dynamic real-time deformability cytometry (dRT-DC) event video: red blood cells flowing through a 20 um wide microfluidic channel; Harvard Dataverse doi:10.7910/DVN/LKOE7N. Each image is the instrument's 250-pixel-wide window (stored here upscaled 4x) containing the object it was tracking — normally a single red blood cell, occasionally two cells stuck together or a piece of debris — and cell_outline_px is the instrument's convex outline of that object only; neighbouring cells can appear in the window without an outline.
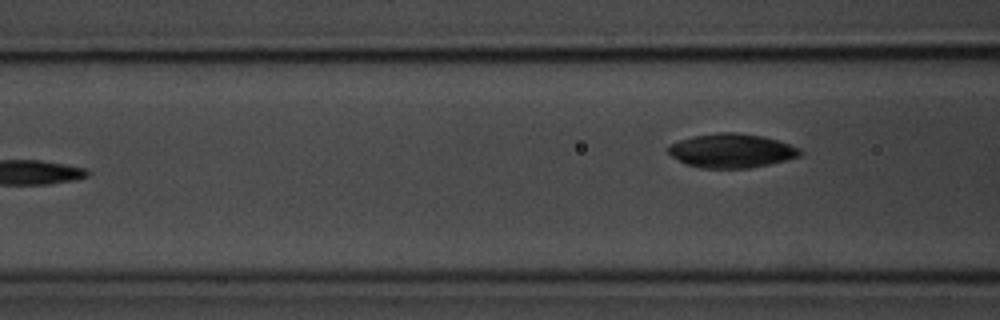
{"species": "common noctule bat (a hibernating species)", "species_latin": "Nyctalus noctula", "temperature_condition": "room temperature", "stored_images_in_passage": 7, "camera_frame_rate_fps": 3000, "um_per_image_px": 0.085, "animal": {"sex": "male", "body_mass_g": 20.1, "forearm_length_mm": 53.5}, "frame": {"image": 1, "passage_image": 7, "time_ms": 8.0, "image_size_px": [1000, 320], "cell_outline_px": [[804, 152], [800, 156], [768, 164], [748, 168], [700, 168], [688, 164], [672, 156], [664, 148], [668, 144], [692, 136], [716, 132], [736, 132], [764, 136], [800, 148]], "centroid_in_image_um": [62.15, 12.79], "position_along_channel_um": 104.5, "area_um2": 26.18}}